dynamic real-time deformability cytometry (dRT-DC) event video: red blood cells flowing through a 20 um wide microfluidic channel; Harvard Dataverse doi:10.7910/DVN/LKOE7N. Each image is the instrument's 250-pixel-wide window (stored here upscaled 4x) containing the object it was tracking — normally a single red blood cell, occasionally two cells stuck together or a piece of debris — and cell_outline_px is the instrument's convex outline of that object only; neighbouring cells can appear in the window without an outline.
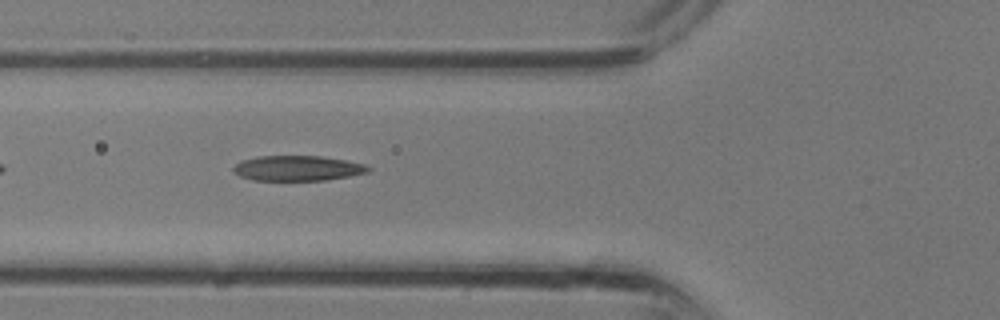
{"species": "common noctule bat (a hibernating species)", "species_latin": "Nyctalus noctula", "temperature_condition": "room temperature", "stored_images_in_passage": 28, "camera_frame_rate_fps": 3000, "um_per_image_px": 0.085, "animal": {"sex": "male", "body_mass_g": 13.3}, "frame": {"image": 1, "passage_image": 7, "time_ms": 2.0, "image_size_px": [1000, 320], "cell_outline_px": [[372, 168], [368, 172], [328, 180], [252, 180], [240, 176], [232, 172], [232, 168], [240, 160], [256, 156], [320, 156], [344, 160], [364, 164]], "centroid_in_image_um": [25.24, 14.3], "position_along_channel_um": 100.6, "area_um2": 19.83}}
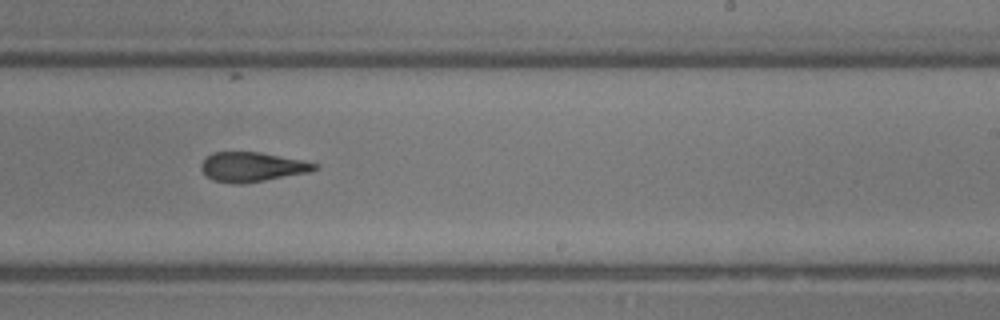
{"frame": {"image": 2, "passage_image": 15, "time_ms": 4.667, "image_size_px": [1000, 320], "cell_outline_px": [[320, 168], [308, 172], [264, 180], [240, 184], [232, 184], [212, 180], [200, 168], [200, 164], [212, 152], [260, 152], [304, 160], [320, 164]], "centroid_in_image_um": [21.45, 14.18], "position_along_channel_um": 267.5, "area_um2": 19.54}}
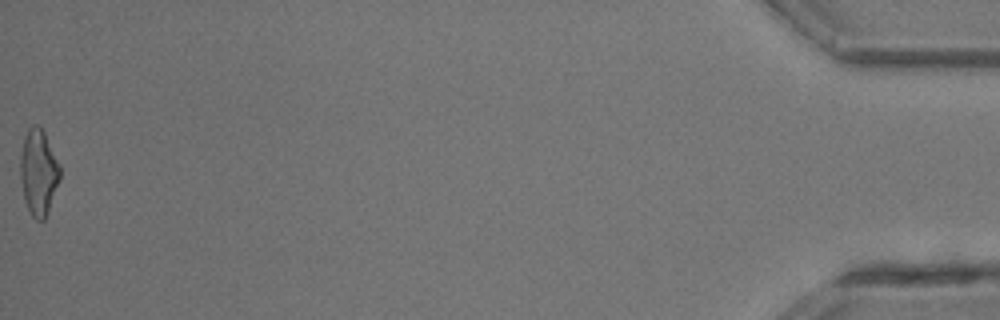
{"frame": {"image": 3, "passage_image": 28, "time_ms": 9.0, "image_size_px": [1000, 320], "cell_outline_px": [[60, 180], [48, 212], [44, 220], [36, 220], [32, 216], [24, 200], [20, 176], [20, 156], [24, 136], [28, 128], [32, 124], [36, 124], [44, 132], [60, 164]], "centroid_in_image_um": [3.27, 14.64], "position_along_channel_um": 431.9, "area_um2": 19.94}}